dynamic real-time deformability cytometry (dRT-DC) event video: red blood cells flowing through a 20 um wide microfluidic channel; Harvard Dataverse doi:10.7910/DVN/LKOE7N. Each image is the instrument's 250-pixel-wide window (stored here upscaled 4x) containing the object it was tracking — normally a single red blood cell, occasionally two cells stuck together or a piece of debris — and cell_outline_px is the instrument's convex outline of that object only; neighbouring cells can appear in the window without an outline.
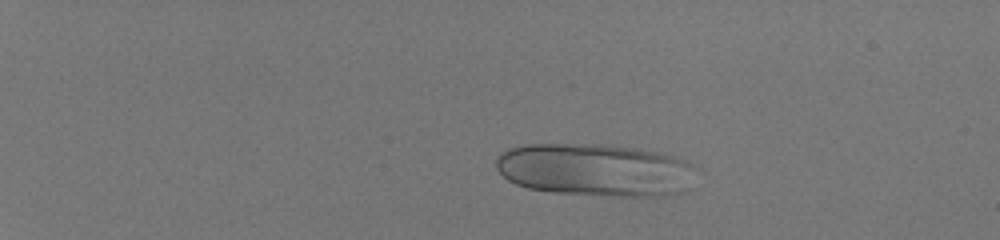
{"species": "human", "species_latin": "Homo sapiens", "temperature_condition": "room temperature", "stored_images_in_passage": 43, "camera_frame_rate_fps": 3000, "um_per_image_px": 0.085, "donor": {"sex": "male"}, "frame": {"image": 1, "passage_image": 2, "time_ms": 0.333, "image_size_px": [1000, 240], "cell_outline_px": [[704, 172], [684, 192], [664, 196], [616, 196], [556, 192], [528, 188], [516, 184], [508, 180], [496, 168], [496, 156], [500, 152], [508, 148], [524, 144], [612, 144], [664, 152], [688, 160], [696, 164]], "centroid_in_image_um": [50.76, 14.42], "position_along_channel_um": 34.2, "area_um2": 63.29}}
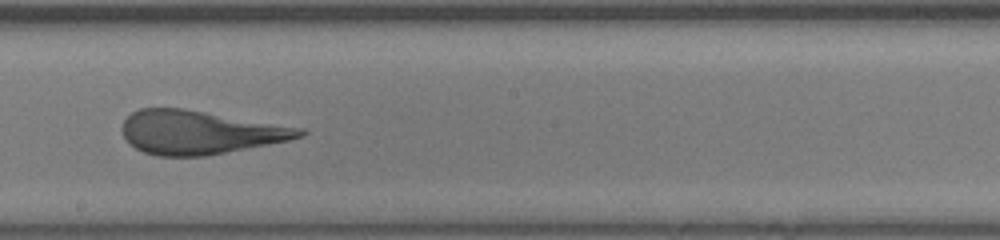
{"frame": {"image": 2, "passage_image": 25, "time_ms": 8.0, "image_size_px": [1000, 240], "cell_outline_px": [[308, 132], [304, 136], [288, 140], [268, 144], [204, 156], [156, 156], [144, 152], [128, 144], [120, 128], [124, 120], [132, 112], [140, 108], [184, 108], [304, 128]], "centroid_in_image_um": [16.94, 11.24], "position_along_channel_um": 231.3, "area_um2": 45.08}}
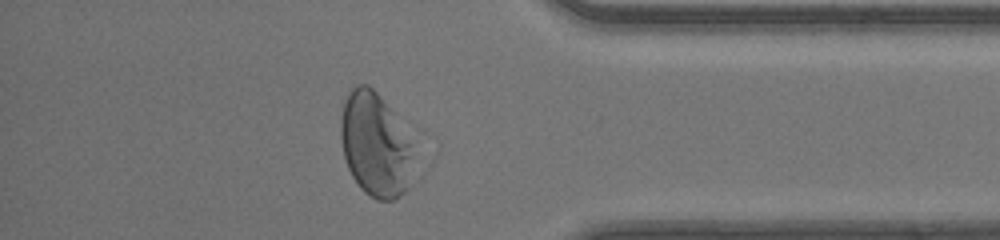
{"frame": {"image": 3, "passage_image": 38, "time_ms": 12.333, "image_size_px": [1000, 240], "cell_outline_px": [[424, 176], [400, 196], [392, 200], [376, 200], [364, 192], [360, 188], [352, 176], [348, 168], [344, 156], [340, 140], [340, 116], [348, 92], [356, 84], [368, 84], [376, 92], [388, 108], [424, 172]], "centroid_in_image_um": [31.97, 12.45], "position_along_channel_um": 403.2, "area_um2": 45.2}}